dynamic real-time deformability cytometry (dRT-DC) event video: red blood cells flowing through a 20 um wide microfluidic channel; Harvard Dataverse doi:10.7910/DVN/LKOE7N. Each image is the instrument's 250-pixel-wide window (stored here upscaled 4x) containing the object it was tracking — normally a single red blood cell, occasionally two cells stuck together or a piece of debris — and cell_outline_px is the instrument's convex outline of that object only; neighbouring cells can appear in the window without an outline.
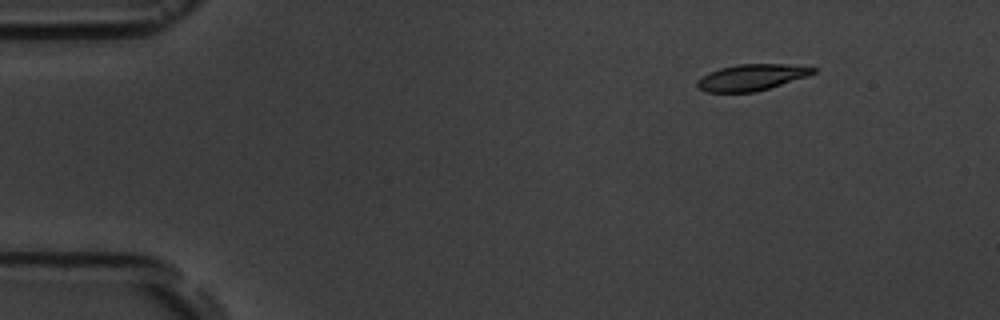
{"species": "common noctule bat (a hibernating species)", "species_latin": "Nyctalus noctula", "temperature_condition": "room temperature", "stored_images_in_passage": 3, "camera_frame_rate_fps": 3000, "um_per_image_px": 0.085, "animal": {"sex": "male", "body_mass_g": 19.5, "forearm_length_mm": 54.6}, "frame": {"image": 1, "passage_image": 1, "time_ms": 0.0, "image_size_px": [1000, 320], "cell_outline_px": [[816, 72], [808, 76], [768, 88], [752, 92], [708, 92], [696, 88], [696, 80], [708, 72], [720, 68], [736, 64], [784, 64], [816, 68]], "centroid_in_image_um": [63.82, 6.57], "position_along_channel_um": 21.2, "area_um2": 17.69}}
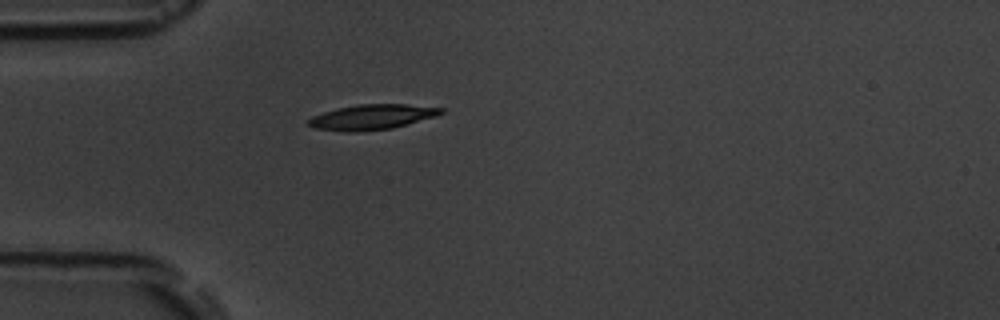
{"frame": {"image": 2, "passage_image": 3, "time_ms": 3.0, "image_size_px": [1000, 320], "cell_outline_px": [[444, 112], [436, 116], [392, 128], [356, 132], [344, 132], [312, 128], [308, 124], [308, 120], [312, 116], [336, 108], [356, 104], [408, 104], [444, 108]], "centroid_in_image_um": [31.59, 9.94], "position_along_channel_um": 53.4, "area_um2": 19.54}}